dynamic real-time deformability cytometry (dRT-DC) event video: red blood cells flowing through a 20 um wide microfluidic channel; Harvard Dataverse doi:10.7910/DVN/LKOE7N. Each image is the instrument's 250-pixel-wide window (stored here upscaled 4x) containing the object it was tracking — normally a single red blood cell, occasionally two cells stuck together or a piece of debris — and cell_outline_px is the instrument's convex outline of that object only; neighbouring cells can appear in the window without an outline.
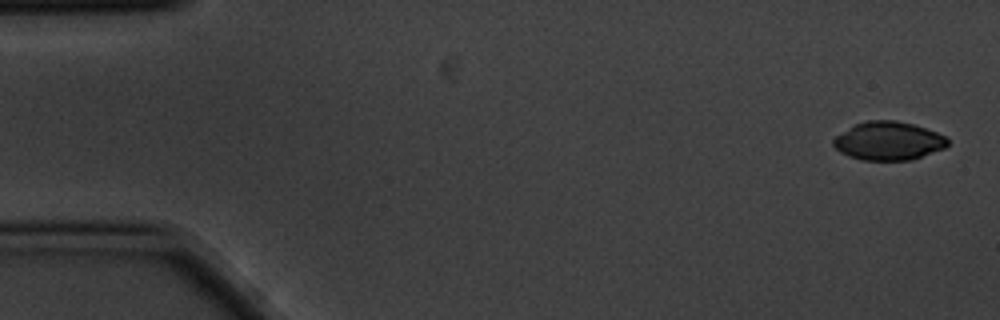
{"species": "common noctule bat (a hibernating species)", "species_latin": "Nyctalus noctula", "temperature_condition": "cold", "stored_images_in_passage": 5, "camera_frame_rate_fps": 3000, "um_per_image_px": 0.085, "animal": {"sex": "male", "body_mass_g": 20.1, "forearm_length_mm": 53.5}, "frame": {"image": 1, "passage_image": 1, "time_ms": 0.0, "image_size_px": [1000, 320], "cell_outline_px": [[948, 144], [944, 148], [912, 160], [860, 160], [848, 156], [840, 152], [832, 144], [832, 140], [836, 136], [856, 124], [868, 120], [896, 120], [912, 124], [936, 132], [944, 136], [948, 140]], "centroid_in_image_um": [75.5, 11.99], "position_along_channel_um": 9.5, "area_um2": 25.43}}